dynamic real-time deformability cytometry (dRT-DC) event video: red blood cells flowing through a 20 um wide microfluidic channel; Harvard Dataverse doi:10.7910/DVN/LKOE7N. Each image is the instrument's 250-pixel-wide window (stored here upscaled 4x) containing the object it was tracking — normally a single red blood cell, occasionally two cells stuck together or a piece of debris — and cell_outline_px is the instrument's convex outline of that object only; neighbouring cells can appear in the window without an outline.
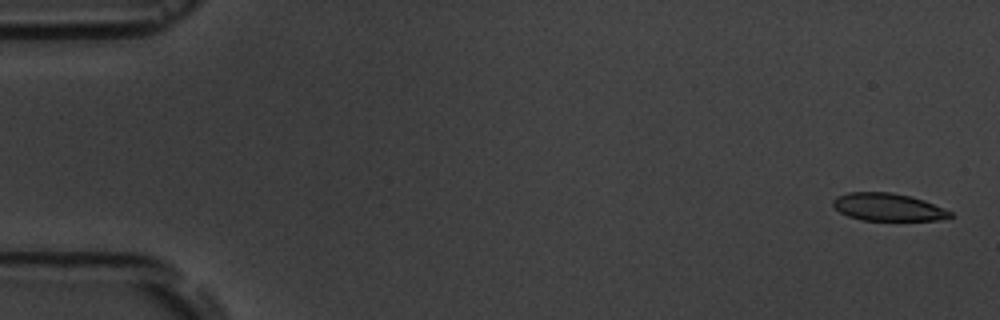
{"species": "common noctule bat (a hibernating species)", "species_latin": "Nyctalus noctula", "temperature_condition": "room temperature", "stored_images_in_passage": 5, "camera_frame_rate_fps": 3000, "um_per_image_px": 0.085, "animal": {"sex": "male", "body_mass_g": 19.5, "forearm_length_mm": 54.6}, "frame": {"image": 1, "passage_image": 1, "time_ms": 0.0, "image_size_px": [1000, 320], "cell_outline_px": [[956, 216], [940, 220], [864, 220], [848, 216], [840, 212], [832, 204], [832, 200], [836, 196], [848, 192], [892, 192], [924, 200], [952, 212]], "centroid_in_image_um": [75.48, 17.6], "position_along_channel_um": 9.5, "area_um2": 18.84}}